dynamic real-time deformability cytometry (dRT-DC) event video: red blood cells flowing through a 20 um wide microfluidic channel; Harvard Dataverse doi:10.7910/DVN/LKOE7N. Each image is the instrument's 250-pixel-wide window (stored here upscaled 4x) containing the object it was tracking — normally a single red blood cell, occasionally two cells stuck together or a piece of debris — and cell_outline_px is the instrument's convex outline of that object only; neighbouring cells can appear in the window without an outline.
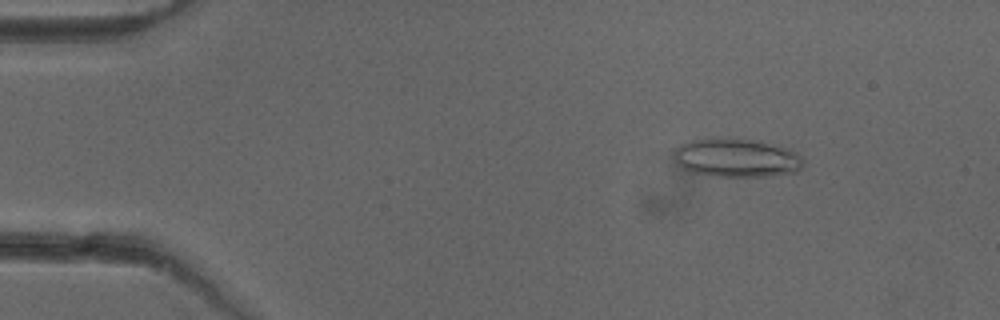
{"species": "common noctule bat (a hibernating species)", "species_latin": "Nyctalus noctula", "temperature_condition": "cold", "stored_images_in_passage": 51, "camera_frame_rate_fps": 3000, "um_per_image_px": 0.085, "animal": {"sex": "female"}, "frame": {"image": 1, "passage_image": 7, "time_ms": 2.0, "image_size_px": [1000, 320], "cell_outline_px": [[804, 160], [800, 168], [796, 172], [764, 176], [716, 176], [692, 172], [680, 168], [672, 156], [672, 152], [680, 144], [692, 140], [708, 136], [716, 136], [752, 140], [784, 148], [796, 152]], "centroid_in_image_um": [62.5, 13.4], "position_along_channel_um": 22.5, "area_um2": 29.3}}
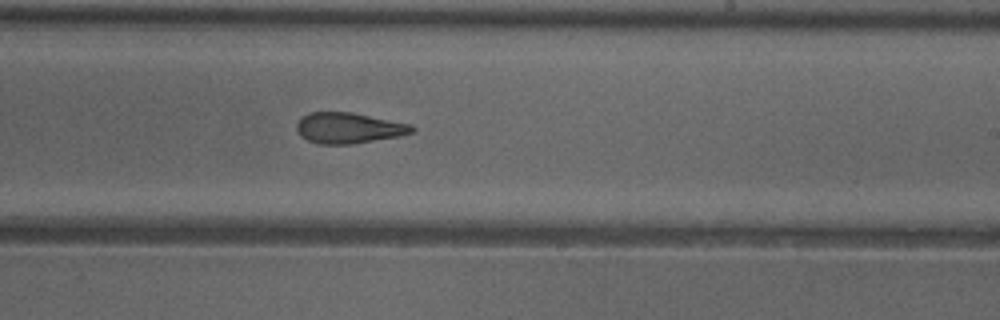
{"frame": {"image": 2, "passage_image": 31, "time_ms": 10.0, "image_size_px": [1000, 320], "cell_outline_px": [[416, 128], [412, 132], [400, 136], [352, 144], [316, 144], [300, 136], [296, 132], [296, 124], [300, 116], [308, 112], [352, 112], [412, 124]], "centroid_in_image_um": [29.6, 10.87], "position_along_channel_um": 259.4, "area_um2": 20.98}}
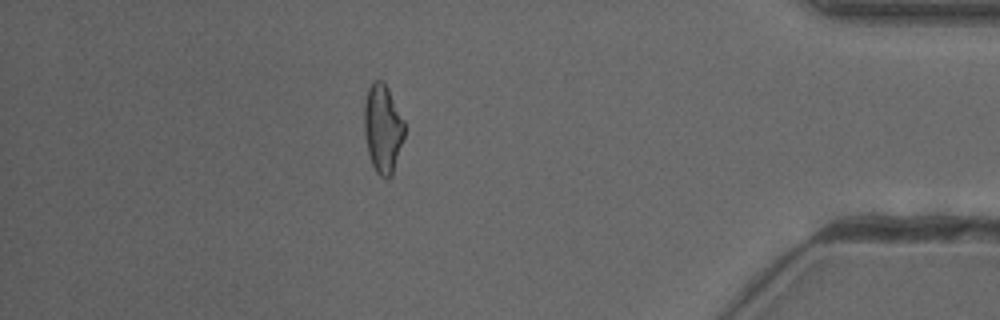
{"frame": {"image": 3, "passage_image": 45, "time_ms": 14.667, "image_size_px": [1000, 320], "cell_outline_px": [[404, 136], [392, 176], [388, 180], [384, 180], [376, 172], [372, 164], [368, 152], [364, 136], [364, 104], [368, 88], [372, 80], [380, 80], [388, 88], [404, 120]], "centroid_in_image_um": [32.52, 10.95], "position_along_channel_um": 402.7, "area_um2": 20.92}, "authors_computed_cell_mechanics": {"area_um2": 21.5016, "velocity_mm_per_s": 3.9943, "shape_relaxation_time_tau1_ms": 7.6992, "shape_relaxation_time_tau2_ms": 2.068, "deformation_change_tau1": 0.1877, "deformation_change_tau2": 0.1005}}